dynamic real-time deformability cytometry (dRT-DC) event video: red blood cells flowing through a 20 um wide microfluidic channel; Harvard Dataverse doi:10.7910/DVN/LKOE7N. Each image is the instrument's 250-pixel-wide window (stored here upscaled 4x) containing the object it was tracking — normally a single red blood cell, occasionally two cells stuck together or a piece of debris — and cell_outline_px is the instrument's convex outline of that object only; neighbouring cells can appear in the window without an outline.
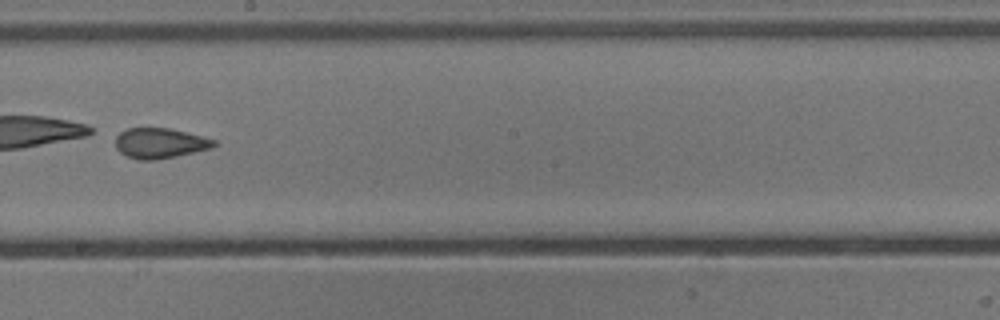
{"species": "common noctule bat (a hibernating species)", "species_latin": "Nyctalus noctula", "temperature_condition": "cold", "stored_images_in_passage": 32, "camera_frame_rate_fps": 3000, "um_per_image_px": 0.085, "animal": {"sex": "male", "body_mass_g": 13.3}, "frame": {"image": 1, "passage_image": 16, "time_ms": 5.0, "image_size_px": [1000, 320], "cell_outline_px": [[220, 144], [212, 148], [176, 156], [156, 160], [136, 160], [120, 152], [116, 148], [116, 136], [120, 132], [128, 128], [168, 128], [216, 140]], "centroid_in_image_um": [13.6, 12.18], "position_along_channel_um": 234.6, "area_um2": 17.34}, "authors_computed_cell_mechanics": {"area_um2": 17.629, "velocity_mm_per_s": 3.8401, "shape_relaxation_time_tau1_ms": 0.2512, "shape_relaxation_time_tau2_ms": 1.5259, "deformation_change_tau1": 0.2309, "deformation_change_tau2": 0.0918}}